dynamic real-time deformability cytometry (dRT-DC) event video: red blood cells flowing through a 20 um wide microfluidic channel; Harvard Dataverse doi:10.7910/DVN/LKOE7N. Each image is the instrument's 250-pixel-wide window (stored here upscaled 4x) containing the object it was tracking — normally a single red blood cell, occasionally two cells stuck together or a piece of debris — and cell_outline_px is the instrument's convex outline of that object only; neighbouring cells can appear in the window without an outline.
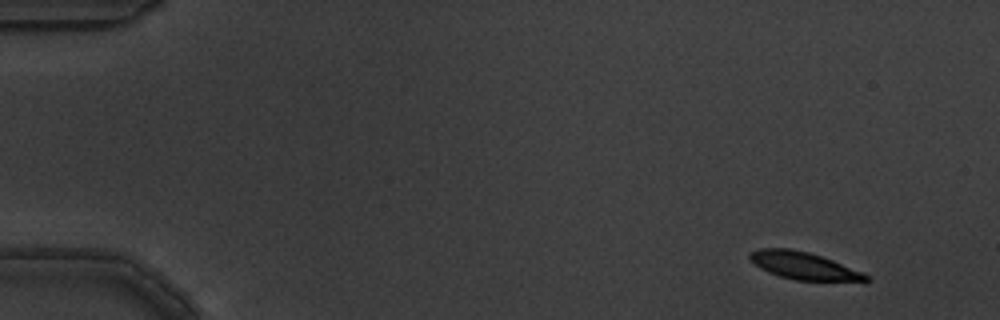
{"species": "common noctule bat (a hibernating species)", "species_latin": "Nyctalus noctula", "temperature_condition": "warm", "stored_images_in_passage": 7, "camera_frame_rate_fps": 3000, "um_per_image_px": 0.085, "animal": {"sex": "male", "body_mass_g": 19.5, "forearm_length_mm": 54.6}, "frame": {"image": 1, "passage_image": 2, "time_ms": 0.333, "image_size_px": [1000, 320], "cell_outline_px": [[872, 280], [796, 280], [780, 276], [768, 272], [760, 268], [748, 256], [752, 252], [760, 248], [788, 248], [808, 252], [832, 260], [860, 272], [868, 276]], "centroid_in_image_um": [68.24, 22.57], "position_along_channel_um": 16.8, "area_um2": 17.8}}
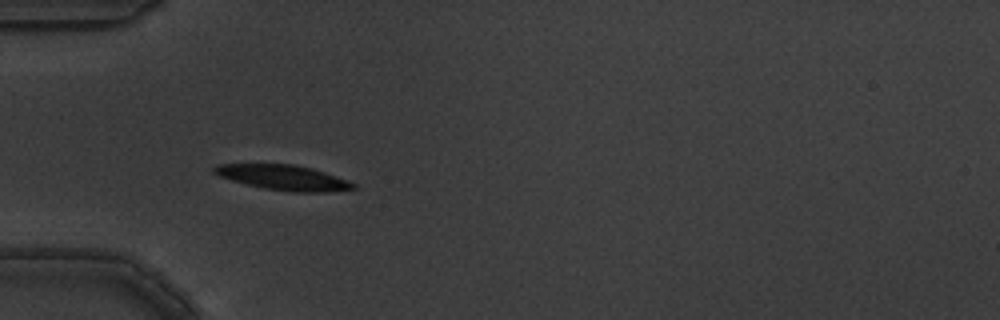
{"frame": {"image": 2, "passage_image": 6, "time_ms": 1.667, "image_size_px": [1000, 320], "cell_outline_px": [[356, 188], [328, 192], [292, 192], [264, 188], [232, 180], [220, 176], [212, 172], [212, 168], [216, 164], [292, 164], [312, 168], [348, 180], [356, 184]], "centroid_in_image_um": [24.1, 15.09], "position_along_channel_um": 60.9, "area_um2": 20.23}}
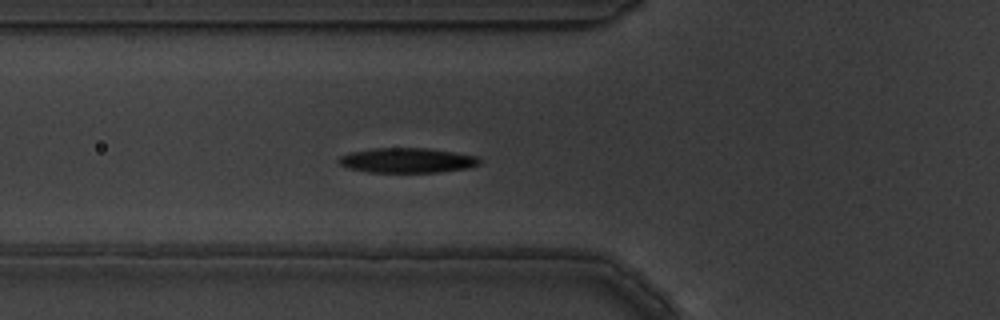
{"frame": {"image": 3, "passage_image": 7, "time_ms": 2.0, "image_size_px": [1000, 320], "cell_outline_px": [[480, 164], [468, 168], [436, 172], [368, 172], [348, 168], [340, 164], [336, 160], [340, 156], [348, 152], [372, 148], [428, 148], [456, 152], [476, 156], [480, 160]], "centroid_in_image_um": [34.57, 13.62], "position_along_channel_um": 91.2, "area_um2": 20.52}}